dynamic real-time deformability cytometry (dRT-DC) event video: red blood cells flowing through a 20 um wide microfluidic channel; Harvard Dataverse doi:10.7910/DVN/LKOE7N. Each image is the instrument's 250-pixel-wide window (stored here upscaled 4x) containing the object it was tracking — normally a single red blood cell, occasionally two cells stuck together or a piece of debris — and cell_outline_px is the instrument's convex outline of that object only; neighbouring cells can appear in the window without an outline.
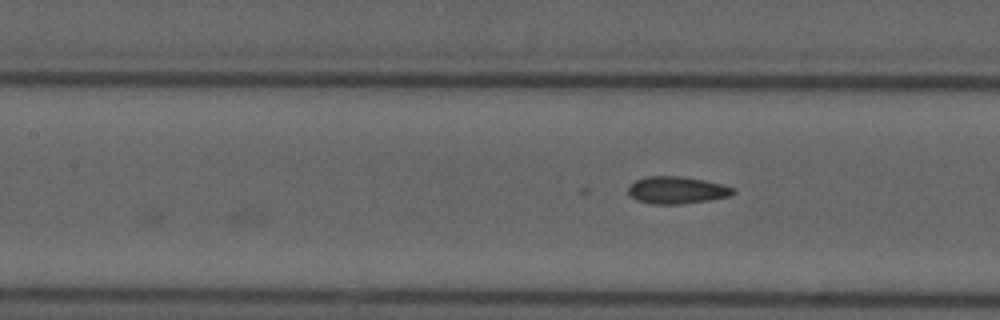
{"species": "common noctule bat (a hibernating species)", "species_latin": "Nyctalus noctula", "temperature_condition": "cold", "stored_images_in_passage": 9, "camera_frame_rate_fps": 3000, "um_per_image_px": 0.085, "animal": {"sex": "male", "forearm_length_mm": 52.5}, "frame": {"image": 1, "passage_image": 7, "time_ms": 7.0, "image_size_px": [1000, 320], "cell_outline_px": [[736, 192], [732, 196], [712, 200], [680, 204], [652, 204], [640, 200], [632, 196], [628, 192], [628, 188], [636, 180], [648, 176], [680, 176], [704, 180], [724, 184], [736, 188]], "centroid_in_image_um": [57.63, 16.16], "position_along_channel_um": 149.8, "area_um2": 16.7}}
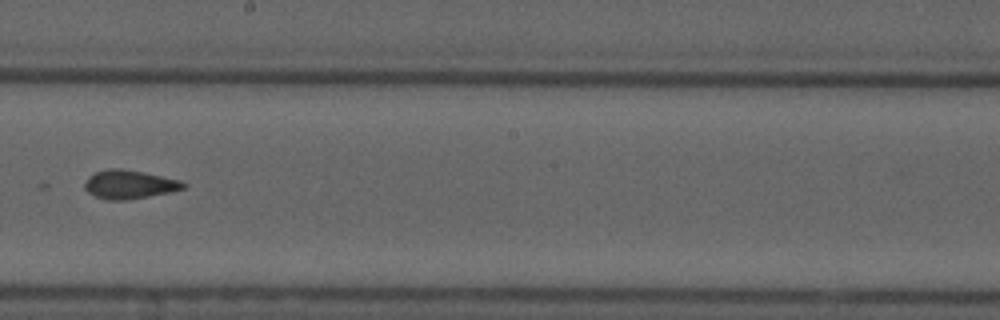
{"frame": {"image": 2, "passage_image": 9, "time_ms": 9.333, "image_size_px": [1000, 320], "cell_outline_px": [[188, 184], [184, 188], [168, 192], [148, 196], [124, 200], [108, 200], [96, 196], [88, 192], [84, 188], [84, 184], [88, 176], [96, 172], [108, 168], [120, 168], [144, 172], [180, 180]], "centroid_in_image_um": [10.97, 15.66], "position_along_channel_um": 237.2, "area_um2": 16.36}}